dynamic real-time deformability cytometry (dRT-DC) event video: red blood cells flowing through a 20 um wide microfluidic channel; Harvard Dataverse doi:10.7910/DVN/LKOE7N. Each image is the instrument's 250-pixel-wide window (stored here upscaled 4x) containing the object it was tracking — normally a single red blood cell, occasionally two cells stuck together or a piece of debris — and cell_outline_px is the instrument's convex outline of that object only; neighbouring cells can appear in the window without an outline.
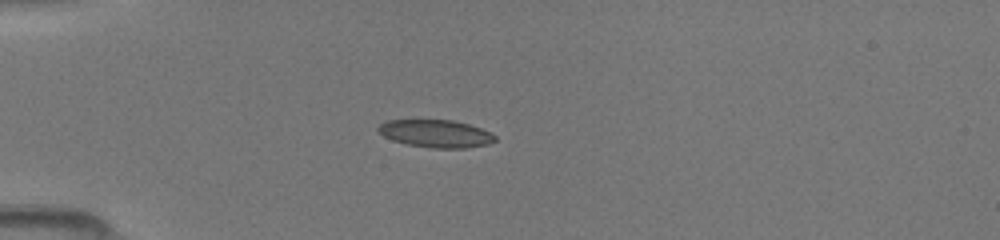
{"species": "common noctule bat (a hibernating species)", "species_latin": "Nyctalus noctula", "temperature_condition": "room temperature", "stored_images_in_passage": 36, "camera_frame_rate_fps": 3000, "um_per_image_px": 0.085, "animal": {"sex": "female", "body_mass_g": 19.5, "forearm_length_mm": 54.1}, "frame": {"image": 1, "passage_image": 1, "time_ms": 0.0, "image_size_px": [1000, 240], "cell_outline_px": [[496, 140], [488, 144], [464, 148], [432, 148], [408, 144], [392, 140], [384, 136], [376, 128], [380, 124], [388, 120], [452, 120], [468, 124], [480, 128], [496, 136]], "centroid_in_image_um": [37.03, 11.35], "position_along_channel_um": 48.0, "area_um2": 18.61}}
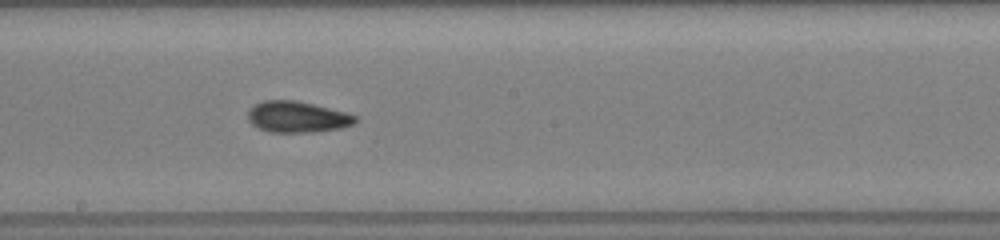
{"frame": {"image": 2, "passage_image": 15, "time_ms": 4.667, "image_size_px": [1000, 240], "cell_outline_px": [[356, 120], [352, 124], [340, 128], [312, 132], [272, 132], [260, 128], [252, 124], [248, 120], [248, 108], [264, 100], [296, 100], [348, 112], [356, 116]], "centroid_in_image_um": [25.25, 9.92], "position_along_channel_um": 222.9, "area_um2": 19.42}}
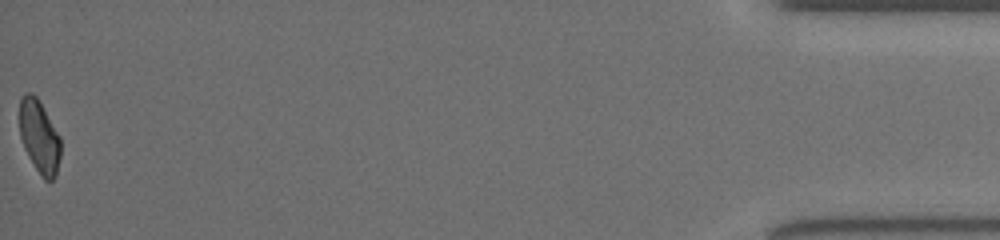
{"frame": {"image": 3, "passage_image": 36, "time_ms": 11.667, "image_size_px": [1000, 240], "cell_outline_px": [[60, 156], [56, 176], [52, 180], [44, 180], [40, 176], [28, 156], [24, 148], [20, 136], [20, 100], [24, 92], [32, 92], [40, 100], [60, 136]], "centroid_in_image_um": [3.34, 11.6], "position_along_channel_um": 431.9, "area_um2": 17.69}}